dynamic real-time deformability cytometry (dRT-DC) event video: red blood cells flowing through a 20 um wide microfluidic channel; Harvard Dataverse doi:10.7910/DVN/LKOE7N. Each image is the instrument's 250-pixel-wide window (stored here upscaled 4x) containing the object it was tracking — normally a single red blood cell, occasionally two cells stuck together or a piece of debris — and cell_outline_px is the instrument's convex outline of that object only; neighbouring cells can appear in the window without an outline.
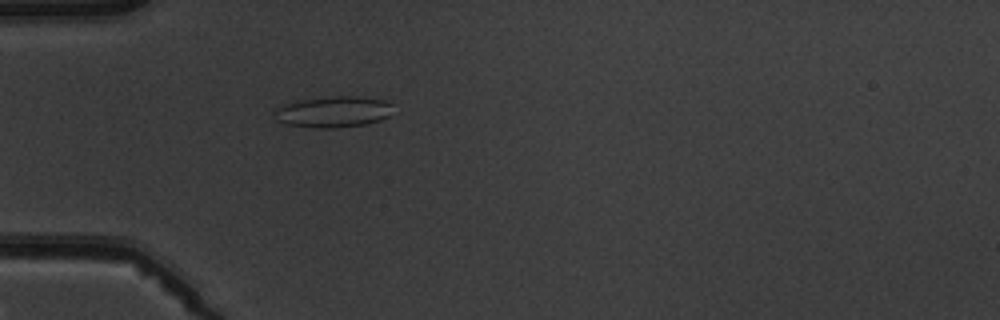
{"species": "common noctule bat (a hibernating species)", "species_latin": "Nyctalus noctula", "temperature_condition": "warm", "stored_images_in_passage": 5, "camera_frame_rate_fps": 3000, "um_per_image_px": 0.085, "animal": {"sex": "male", "body_mass_g": 19.5, "forearm_length_mm": 54.6}, "frame": {"image": 1, "passage_image": 5, "time_ms": 4.667, "image_size_px": [1000, 320], "cell_outline_px": [[392, 104], [388, 116], [380, 120], [364, 124], [332, 128], [316, 128], [288, 124], [276, 120], [272, 112], [272, 108], [284, 104], [300, 100], [336, 96], [360, 96], [384, 100]], "centroid_in_image_um": [28.27, 9.5], "position_along_channel_um": 56.7, "area_um2": 21.44}}